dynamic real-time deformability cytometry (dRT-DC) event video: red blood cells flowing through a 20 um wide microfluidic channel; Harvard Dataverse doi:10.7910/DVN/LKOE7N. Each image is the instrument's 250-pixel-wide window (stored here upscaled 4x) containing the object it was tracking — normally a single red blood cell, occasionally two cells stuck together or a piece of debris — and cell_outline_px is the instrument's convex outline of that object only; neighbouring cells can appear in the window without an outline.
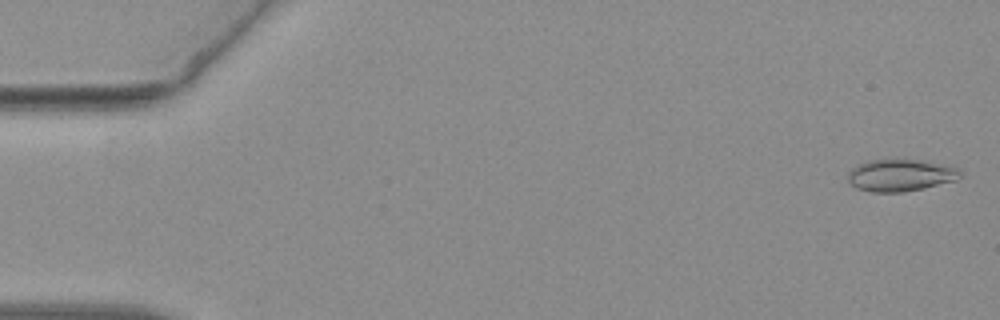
{"species": "common noctule bat (a hibernating species)", "species_latin": "Nyctalus noctula", "temperature_condition": "warm", "stored_images_in_passage": 55, "camera_frame_rate_fps": 3000, "um_per_image_px": 0.085, "animal": {"sex": "female", "body_mass_g": 19.3, "forearm_length_mm": 54.1}, "frame": {"image": 1, "passage_image": 2, "time_ms": 0.333, "image_size_px": [1000, 320], "cell_outline_px": [[960, 176], [956, 180], [924, 188], [900, 192], [872, 192], [856, 188], [848, 180], [848, 172], [852, 168], [868, 160], [904, 156], [960, 168]], "centroid_in_image_um": [76.53, 14.85], "position_along_channel_um": 8.5, "area_um2": 21.56}}
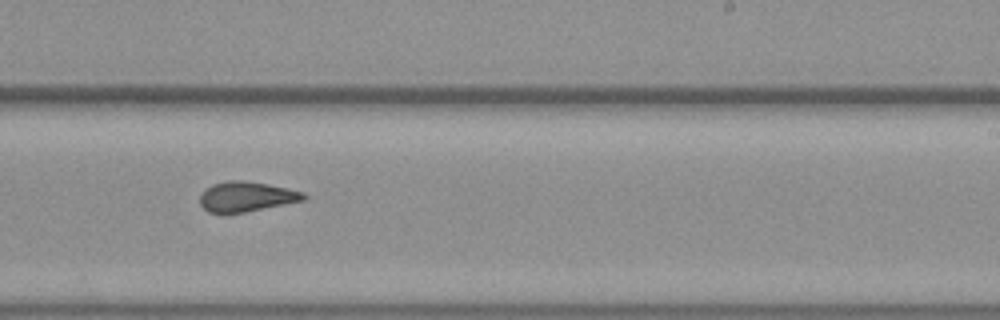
{"frame": {"image": 2, "passage_image": 34, "time_ms": 11.0, "image_size_px": [1000, 320], "cell_outline_px": [[308, 196], [304, 200], [244, 212], [208, 212], [200, 204], [200, 196], [212, 184], [228, 180], [244, 180], [268, 184], [304, 192]], "centroid_in_image_um": [20.96, 16.7], "position_along_channel_um": 268.0, "area_um2": 17.8}}
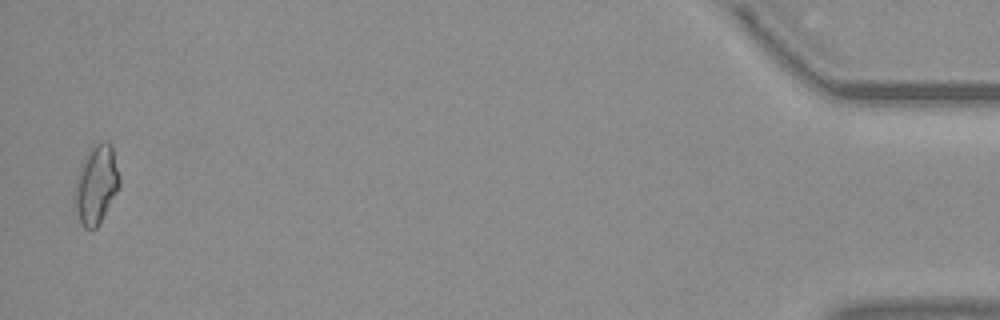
{"frame": {"image": 3, "passage_image": 54, "time_ms": 17.667, "image_size_px": [1000, 320], "cell_outline_px": [[120, 188], [100, 224], [92, 232], [84, 228], [80, 224], [72, 196], [72, 192], [76, 176], [80, 164], [88, 148], [92, 144], [104, 140], [108, 140], [112, 144], [120, 176]], "centroid_in_image_um": [8.16, 15.68], "position_along_channel_um": 427.0, "area_um2": 21.73}, "authors_computed_cell_mechanics": {"area_um2": 18.785, "velocity_mm_per_s": 3.7965, "shape_relaxation_time_tau1_ms": null, "shape_relaxation_time_tau2_ms": 1.9051, "deformation_change_tau1": null, "deformation_change_tau2": 0.0686}}